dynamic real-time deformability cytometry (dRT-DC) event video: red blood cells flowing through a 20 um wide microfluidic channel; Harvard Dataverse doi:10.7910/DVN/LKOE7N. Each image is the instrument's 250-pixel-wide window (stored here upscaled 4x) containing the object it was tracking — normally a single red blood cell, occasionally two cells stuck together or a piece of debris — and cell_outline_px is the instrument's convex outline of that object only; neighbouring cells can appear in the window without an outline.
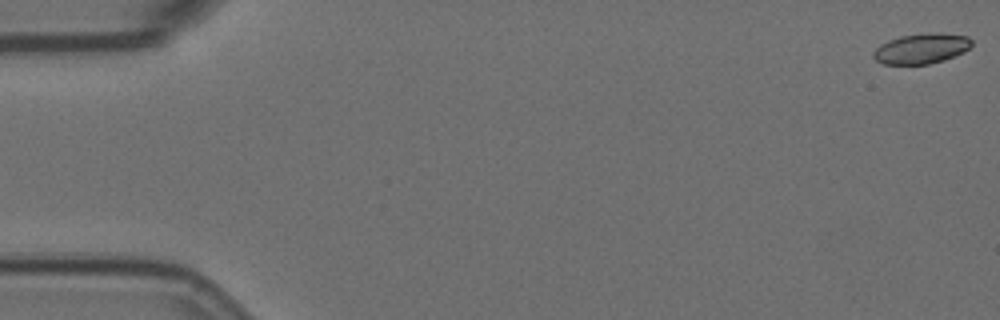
{"species": "Egyptian fruit bat (a non-hibernating species)", "species_latin": "Rousettus aegyptiacus", "temperature_condition": "room temperature", "stored_images_in_passage": 5, "camera_frame_rate_fps": 3000, "um_per_image_px": 0.085, "animal": {"sex": "female"}, "frame": {"image": 1, "passage_image": 1, "time_ms": 0.0, "image_size_px": [1000, 320], "cell_outline_px": [[972, 44], [964, 52], [944, 60], [928, 64], [884, 64], [876, 60], [872, 56], [872, 52], [880, 44], [888, 40], [900, 36], [968, 36], [972, 40]], "centroid_in_image_um": [78.24, 4.19], "position_along_channel_um": 6.8, "area_um2": 16.36}}
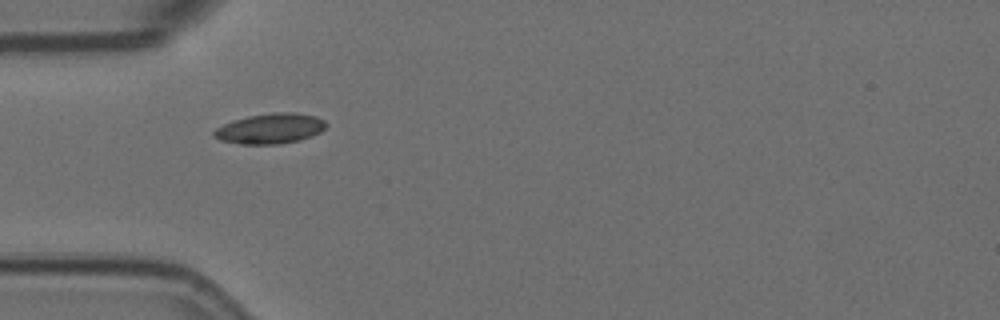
{"frame": {"image": 2, "passage_image": 5, "time_ms": 1.333, "image_size_px": [1000, 320], "cell_outline_px": [[328, 124], [320, 132], [312, 136], [300, 140], [276, 144], [240, 144], [220, 140], [212, 136], [212, 132], [216, 128], [232, 120], [248, 116], [272, 112], [292, 112], [316, 116], [324, 120]], "centroid_in_image_um": [22.96, 10.92], "position_along_channel_um": 62.0, "area_um2": 19.88}}